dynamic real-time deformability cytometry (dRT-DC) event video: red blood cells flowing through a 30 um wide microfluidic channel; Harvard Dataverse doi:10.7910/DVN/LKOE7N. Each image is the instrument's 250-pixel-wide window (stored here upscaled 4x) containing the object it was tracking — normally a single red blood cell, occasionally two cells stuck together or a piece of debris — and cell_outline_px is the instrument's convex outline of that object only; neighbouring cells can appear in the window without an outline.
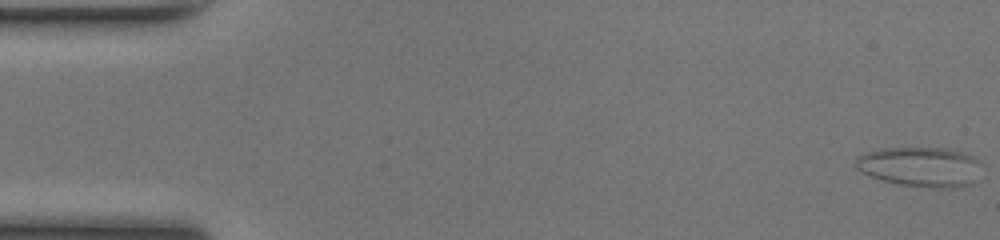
{"species": "common noctule bat (a hibernating species)", "species_latin": "Nyctalus noctula", "temperature_condition": "room temperature", "stored_images_in_passage": 16, "camera_frame_rate_fps": 3000, "um_per_image_px": 0.085, "animal": {"sex": "female", "body_mass_g": 17.0, "forearm_length_mm": 48.0}, "frame": {"image": 1, "passage_image": 1, "time_ms": 0.0, "image_size_px": [1000, 240], "cell_outline_px": [[980, 164], [972, 184], [952, 188], [928, 188], [900, 184], [884, 180], [860, 172], [852, 164], [856, 156], [880, 148], [944, 148], [964, 152], [976, 156], [980, 160]], "centroid_in_image_um": [78.21, 14.17], "position_along_channel_um": 6.8, "area_um2": 29.42}}